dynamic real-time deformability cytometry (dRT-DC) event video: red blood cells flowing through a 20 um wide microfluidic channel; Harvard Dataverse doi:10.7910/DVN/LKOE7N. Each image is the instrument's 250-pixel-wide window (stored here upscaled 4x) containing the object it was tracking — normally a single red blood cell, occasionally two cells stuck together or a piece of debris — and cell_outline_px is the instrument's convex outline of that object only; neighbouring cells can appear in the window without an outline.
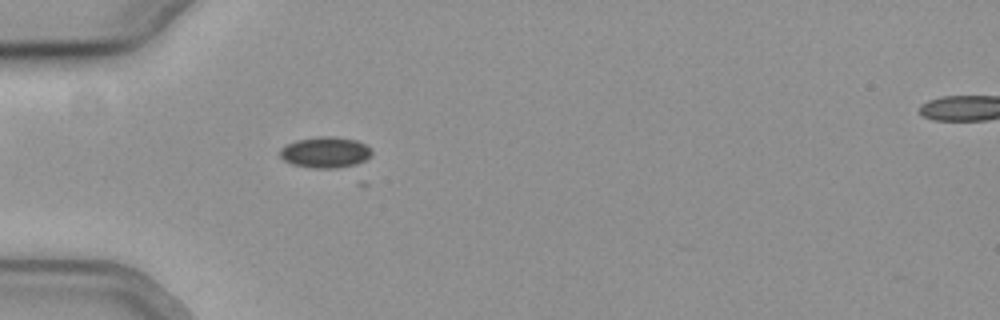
{"species": "common noctule bat (a hibernating species)", "species_latin": "Nyctalus noctula", "temperature_condition": "cold", "stored_images_in_passage": 50, "camera_frame_rate_fps": 3000, "um_per_image_px": 0.085, "animal": {"sex": "female", "body_mass_g": 19.3, "forearm_length_mm": 54.1}, "frame": {"image": 1, "passage_image": 16, "time_ms": 5.0, "image_size_px": [1000, 320], "cell_outline_px": [[372, 152], [364, 160], [356, 164], [336, 168], [312, 168], [292, 164], [284, 160], [280, 156], [280, 148], [296, 140], [316, 136], [332, 136], [356, 140], [364, 144]], "centroid_in_image_um": [27.61, 12.94], "position_along_channel_um": 57.4, "area_um2": 16.42}}
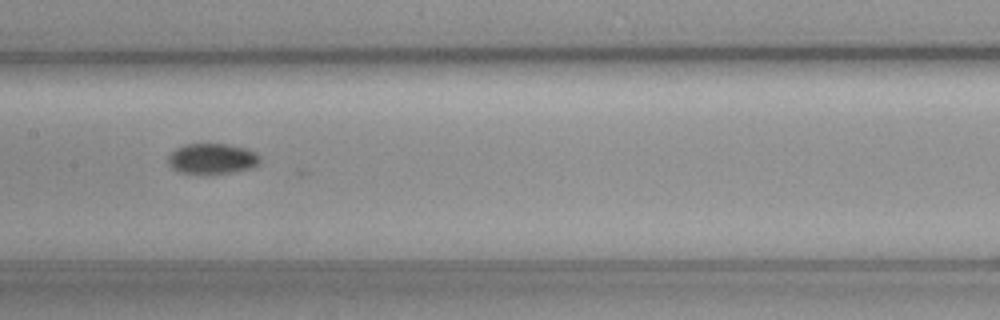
{"frame": {"image": 2, "passage_image": 27, "time_ms": 8.667, "image_size_px": [1000, 320], "cell_outline_px": [[260, 160], [256, 164], [248, 168], [228, 172], [176, 172], [168, 164], [168, 156], [176, 148], [184, 144], [228, 144], [248, 148], [256, 152], [260, 156]], "centroid_in_image_um": [18.01, 13.45], "position_along_channel_um": 189.4, "area_um2": 15.95}}
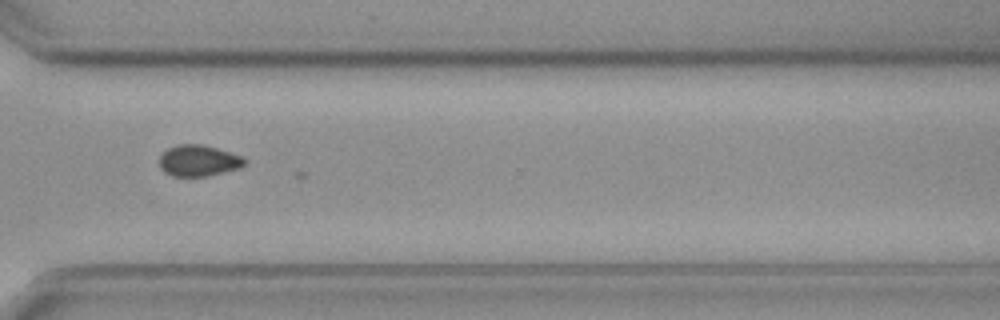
{"frame": {"image": 3, "passage_image": 40, "time_ms": 13.0, "image_size_px": [1000, 320], "cell_outline_px": [[248, 160], [240, 168], [208, 176], [172, 176], [164, 172], [160, 168], [160, 156], [168, 148], [176, 144], [200, 144], [216, 148], [244, 156]], "centroid_in_image_um": [16.9, 13.65], "position_along_channel_um": 353.7, "area_um2": 15.61}}